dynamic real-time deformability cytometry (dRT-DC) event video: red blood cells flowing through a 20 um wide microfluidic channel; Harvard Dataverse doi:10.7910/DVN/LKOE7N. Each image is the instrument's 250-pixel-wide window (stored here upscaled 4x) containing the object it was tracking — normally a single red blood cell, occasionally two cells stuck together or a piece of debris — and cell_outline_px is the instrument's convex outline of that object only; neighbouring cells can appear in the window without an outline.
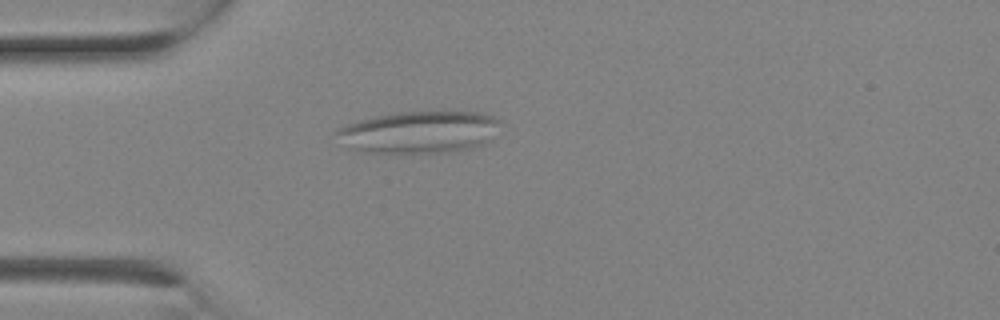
{"species": "Egyptian fruit bat (a non-hibernating species)", "species_latin": "Rousettus aegyptiacus", "temperature_condition": "room temperature", "stored_images_in_passage": 1, "camera_frame_rate_fps": 3000, "um_per_image_px": 0.085, "animal": {"sex": "female"}, "frame": {"image": 1, "passage_image": 1, "time_ms": 0.0, "image_size_px": [1000, 320], "cell_outline_px": [[500, 120], [492, 140], [484, 144], [452, 152], [360, 152], [352, 148], [336, 132], [336, 128], [360, 120], [376, 116], [396, 112], [476, 112], [492, 116]], "centroid_in_image_um": [35.68, 11.22], "position_along_channel_um": 49.3, "area_um2": 39.48}}